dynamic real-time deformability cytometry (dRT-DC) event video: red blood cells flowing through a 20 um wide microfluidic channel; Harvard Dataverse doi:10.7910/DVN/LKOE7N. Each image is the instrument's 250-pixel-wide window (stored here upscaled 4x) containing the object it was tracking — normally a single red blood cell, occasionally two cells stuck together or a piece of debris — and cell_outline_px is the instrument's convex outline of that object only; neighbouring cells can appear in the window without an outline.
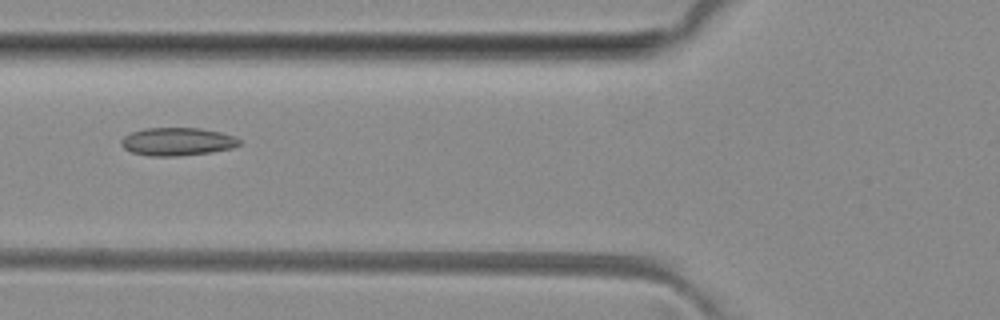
{"species": "common noctule bat (a hibernating species)", "species_latin": "Nyctalus noctula", "temperature_condition": "room temperature", "stored_images_in_passage": 5, "camera_frame_rate_fps": 3000, "um_per_image_px": 0.085, "animal": {"sex": "female", "body_mass_g": 29.2, "forearm_length_mm": 56.3}, "frame": {"image": 1, "passage_image": 5, "time_ms": 5.667, "image_size_px": [1000, 320], "cell_outline_px": [[240, 144], [232, 148], [212, 152], [176, 156], [152, 156], [132, 152], [124, 148], [120, 144], [120, 140], [124, 136], [132, 132], [144, 128], [200, 128], [220, 132], [236, 136], [240, 140]], "centroid_in_image_um": [15.08, 12.03], "position_along_channel_um": 110.7, "area_um2": 19.31}}